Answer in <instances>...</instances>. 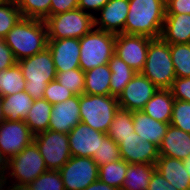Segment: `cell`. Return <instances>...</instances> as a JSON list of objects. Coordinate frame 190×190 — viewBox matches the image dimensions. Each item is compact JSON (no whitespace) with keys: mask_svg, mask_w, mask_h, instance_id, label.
<instances>
[{"mask_svg":"<svg viewBox=\"0 0 190 190\" xmlns=\"http://www.w3.org/2000/svg\"><path fill=\"white\" fill-rule=\"evenodd\" d=\"M166 16V0H129L124 34L160 38Z\"/></svg>","mask_w":190,"mask_h":190,"instance_id":"obj_1","label":"cell"},{"mask_svg":"<svg viewBox=\"0 0 190 190\" xmlns=\"http://www.w3.org/2000/svg\"><path fill=\"white\" fill-rule=\"evenodd\" d=\"M170 124L190 133V102L174 100Z\"/></svg>","mask_w":190,"mask_h":190,"instance_id":"obj_38","label":"cell"},{"mask_svg":"<svg viewBox=\"0 0 190 190\" xmlns=\"http://www.w3.org/2000/svg\"><path fill=\"white\" fill-rule=\"evenodd\" d=\"M171 92L176 100L190 102V77H176Z\"/></svg>","mask_w":190,"mask_h":190,"instance_id":"obj_40","label":"cell"},{"mask_svg":"<svg viewBox=\"0 0 190 190\" xmlns=\"http://www.w3.org/2000/svg\"><path fill=\"white\" fill-rule=\"evenodd\" d=\"M31 190H65L60 171L47 170L29 185Z\"/></svg>","mask_w":190,"mask_h":190,"instance_id":"obj_37","label":"cell"},{"mask_svg":"<svg viewBox=\"0 0 190 190\" xmlns=\"http://www.w3.org/2000/svg\"><path fill=\"white\" fill-rule=\"evenodd\" d=\"M72 96L74 94L55 79L47 84L43 99L47 100L51 105H55L66 101Z\"/></svg>","mask_w":190,"mask_h":190,"instance_id":"obj_39","label":"cell"},{"mask_svg":"<svg viewBox=\"0 0 190 190\" xmlns=\"http://www.w3.org/2000/svg\"><path fill=\"white\" fill-rule=\"evenodd\" d=\"M105 133L94 130L80 122L69 133L68 141L71 156L90 157L98 152Z\"/></svg>","mask_w":190,"mask_h":190,"instance_id":"obj_15","label":"cell"},{"mask_svg":"<svg viewBox=\"0 0 190 190\" xmlns=\"http://www.w3.org/2000/svg\"><path fill=\"white\" fill-rule=\"evenodd\" d=\"M166 14H190V0H166Z\"/></svg>","mask_w":190,"mask_h":190,"instance_id":"obj_43","label":"cell"},{"mask_svg":"<svg viewBox=\"0 0 190 190\" xmlns=\"http://www.w3.org/2000/svg\"><path fill=\"white\" fill-rule=\"evenodd\" d=\"M84 190H120V189L105 184L104 182L98 179L94 183H91L89 186H87Z\"/></svg>","mask_w":190,"mask_h":190,"instance_id":"obj_47","label":"cell"},{"mask_svg":"<svg viewBox=\"0 0 190 190\" xmlns=\"http://www.w3.org/2000/svg\"><path fill=\"white\" fill-rule=\"evenodd\" d=\"M17 63L26 80L25 92L33 100L43 99L47 84L56 79V68L50 50L46 48Z\"/></svg>","mask_w":190,"mask_h":190,"instance_id":"obj_3","label":"cell"},{"mask_svg":"<svg viewBox=\"0 0 190 190\" xmlns=\"http://www.w3.org/2000/svg\"><path fill=\"white\" fill-rule=\"evenodd\" d=\"M33 142L37 145L47 170L59 171L71 158L68 134L48 129L34 135Z\"/></svg>","mask_w":190,"mask_h":190,"instance_id":"obj_9","label":"cell"},{"mask_svg":"<svg viewBox=\"0 0 190 190\" xmlns=\"http://www.w3.org/2000/svg\"><path fill=\"white\" fill-rule=\"evenodd\" d=\"M34 100L25 91L3 97L4 120L20 121L28 115Z\"/></svg>","mask_w":190,"mask_h":190,"instance_id":"obj_24","label":"cell"},{"mask_svg":"<svg viewBox=\"0 0 190 190\" xmlns=\"http://www.w3.org/2000/svg\"><path fill=\"white\" fill-rule=\"evenodd\" d=\"M47 171L45 161L37 145L32 142L21 152L9 158L7 179L20 185H29ZM11 178V179H10ZM10 179V180H9Z\"/></svg>","mask_w":190,"mask_h":190,"instance_id":"obj_8","label":"cell"},{"mask_svg":"<svg viewBox=\"0 0 190 190\" xmlns=\"http://www.w3.org/2000/svg\"><path fill=\"white\" fill-rule=\"evenodd\" d=\"M161 38L168 44H190V14H166Z\"/></svg>","mask_w":190,"mask_h":190,"instance_id":"obj_20","label":"cell"},{"mask_svg":"<svg viewBox=\"0 0 190 190\" xmlns=\"http://www.w3.org/2000/svg\"><path fill=\"white\" fill-rule=\"evenodd\" d=\"M22 17L46 20L50 16L51 0H15Z\"/></svg>","mask_w":190,"mask_h":190,"instance_id":"obj_34","label":"cell"},{"mask_svg":"<svg viewBox=\"0 0 190 190\" xmlns=\"http://www.w3.org/2000/svg\"><path fill=\"white\" fill-rule=\"evenodd\" d=\"M115 41V34L93 28L79 39V67L86 72L108 64L115 53Z\"/></svg>","mask_w":190,"mask_h":190,"instance_id":"obj_5","label":"cell"},{"mask_svg":"<svg viewBox=\"0 0 190 190\" xmlns=\"http://www.w3.org/2000/svg\"><path fill=\"white\" fill-rule=\"evenodd\" d=\"M108 65L112 72L110 77V95L118 97L136 74V71L115 54L108 62Z\"/></svg>","mask_w":190,"mask_h":190,"instance_id":"obj_27","label":"cell"},{"mask_svg":"<svg viewBox=\"0 0 190 190\" xmlns=\"http://www.w3.org/2000/svg\"><path fill=\"white\" fill-rule=\"evenodd\" d=\"M51 112L52 105L47 100H34L28 115L24 119L34 135L48 130Z\"/></svg>","mask_w":190,"mask_h":190,"instance_id":"obj_28","label":"cell"},{"mask_svg":"<svg viewBox=\"0 0 190 190\" xmlns=\"http://www.w3.org/2000/svg\"><path fill=\"white\" fill-rule=\"evenodd\" d=\"M120 109L116 96L80 95V120L94 130L107 133L116 112Z\"/></svg>","mask_w":190,"mask_h":190,"instance_id":"obj_6","label":"cell"},{"mask_svg":"<svg viewBox=\"0 0 190 190\" xmlns=\"http://www.w3.org/2000/svg\"><path fill=\"white\" fill-rule=\"evenodd\" d=\"M9 159L0 151V184L7 179Z\"/></svg>","mask_w":190,"mask_h":190,"instance_id":"obj_46","label":"cell"},{"mask_svg":"<svg viewBox=\"0 0 190 190\" xmlns=\"http://www.w3.org/2000/svg\"><path fill=\"white\" fill-rule=\"evenodd\" d=\"M45 23L48 39H80L94 28V17L89 12L75 8L68 12L50 15Z\"/></svg>","mask_w":190,"mask_h":190,"instance_id":"obj_7","label":"cell"},{"mask_svg":"<svg viewBox=\"0 0 190 190\" xmlns=\"http://www.w3.org/2000/svg\"><path fill=\"white\" fill-rule=\"evenodd\" d=\"M4 39L18 62L48 47L47 25L44 20L22 17Z\"/></svg>","mask_w":190,"mask_h":190,"instance_id":"obj_2","label":"cell"},{"mask_svg":"<svg viewBox=\"0 0 190 190\" xmlns=\"http://www.w3.org/2000/svg\"><path fill=\"white\" fill-rule=\"evenodd\" d=\"M176 77H190V44H169Z\"/></svg>","mask_w":190,"mask_h":190,"instance_id":"obj_32","label":"cell"},{"mask_svg":"<svg viewBox=\"0 0 190 190\" xmlns=\"http://www.w3.org/2000/svg\"><path fill=\"white\" fill-rule=\"evenodd\" d=\"M129 11V0H110L94 16V28L112 34H124V26Z\"/></svg>","mask_w":190,"mask_h":190,"instance_id":"obj_16","label":"cell"},{"mask_svg":"<svg viewBox=\"0 0 190 190\" xmlns=\"http://www.w3.org/2000/svg\"><path fill=\"white\" fill-rule=\"evenodd\" d=\"M34 141V134L24 120L0 121V151L9 159Z\"/></svg>","mask_w":190,"mask_h":190,"instance_id":"obj_12","label":"cell"},{"mask_svg":"<svg viewBox=\"0 0 190 190\" xmlns=\"http://www.w3.org/2000/svg\"><path fill=\"white\" fill-rule=\"evenodd\" d=\"M121 158L129 164H156L159 158V148L150 141H143L135 132L128 137L119 138Z\"/></svg>","mask_w":190,"mask_h":190,"instance_id":"obj_14","label":"cell"},{"mask_svg":"<svg viewBox=\"0 0 190 190\" xmlns=\"http://www.w3.org/2000/svg\"><path fill=\"white\" fill-rule=\"evenodd\" d=\"M79 0H51L50 15L68 12L78 8Z\"/></svg>","mask_w":190,"mask_h":190,"instance_id":"obj_42","label":"cell"},{"mask_svg":"<svg viewBox=\"0 0 190 190\" xmlns=\"http://www.w3.org/2000/svg\"><path fill=\"white\" fill-rule=\"evenodd\" d=\"M183 164H184V167H185L186 171L190 175V156L187 159L183 160Z\"/></svg>","mask_w":190,"mask_h":190,"instance_id":"obj_49","label":"cell"},{"mask_svg":"<svg viewBox=\"0 0 190 190\" xmlns=\"http://www.w3.org/2000/svg\"><path fill=\"white\" fill-rule=\"evenodd\" d=\"M174 100L171 89H158L141 111L157 121L170 123Z\"/></svg>","mask_w":190,"mask_h":190,"instance_id":"obj_23","label":"cell"},{"mask_svg":"<svg viewBox=\"0 0 190 190\" xmlns=\"http://www.w3.org/2000/svg\"><path fill=\"white\" fill-rule=\"evenodd\" d=\"M59 171L65 190H84L98 180L99 167L90 157L71 156Z\"/></svg>","mask_w":190,"mask_h":190,"instance_id":"obj_10","label":"cell"},{"mask_svg":"<svg viewBox=\"0 0 190 190\" xmlns=\"http://www.w3.org/2000/svg\"><path fill=\"white\" fill-rule=\"evenodd\" d=\"M26 80L18 63L0 71V94L2 97L25 91Z\"/></svg>","mask_w":190,"mask_h":190,"instance_id":"obj_29","label":"cell"},{"mask_svg":"<svg viewBox=\"0 0 190 190\" xmlns=\"http://www.w3.org/2000/svg\"><path fill=\"white\" fill-rule=\"evenodd\" d=\"M0 190H31L28 185H20L13 182H8L5 180L3 183L0 184Z\"/></svg>","mask_w":190,"mask_h":190,"instance_id":"obj_48","label":"cell"},{"mask_svg":"<svg viewBox=\"0 0 190 190\" xmlns=\"http://www.w3.org/2000/svg\"><path fill=\"white\" fill-rule=\"evenodd\" d=\"M141 73L158 89H171L176 79L175 69L170 45L161 37L150 40L146 63Z\"/></svg>","mask_w":190,"mask_h":190,"instance_id":"obj_4","label":"cell"},{"mask_svg":"<svg viewBox=\"0 0 190 190\" xmlns=\"http://www.w3.org/2000/svg\"><path fill=\"white\" fill-rule=\"evenodd\" d=\"M92 159L98 167L121 160L119 145L111 137L105 134L102 137L98 152L93 155Z\"/></svg>","mask_w":190,"mask_h":190,"instance_id":"obj_36","label":"cell"},{"mask_svg":"<svg viewBox=\"0 0 190 190\" xmlns=\"http://www.w3.org/2000/svg\"><path fill=\"white\" fill-rule=\"evenodd\" d=\"M129 163L121 159L99 167L98 179L105 184L122 189Z\"/></svg>","mask_w":190,"mask_h":190,"instance_id":"obj_30","label":"cell"},{"mask_svg":"<svg viewBox=\"0 0 190 190\" xmlns=\"http://www.w3.org/2000/svg\"><path fill=\"white\" fill-rule=\"evenodd\" d=\"M133 131V112L119 109L106 134L119 144V138L128 137Z\"/></svg>","mask_w":190,"mask_h":190,"instance_id":"obj_31","label":"cell"},{"mask_svg":"<svg viewBox=\"0 0 190 190\" xmlns=\"http://www.w3.org/2000/svg\"><path fill=\"white\" fill-rule=\"evenodd\" d=\"M17 63L11 48L0 38V71L6 70Z\"/></svg>","mask_w":190,"mask_h":190,"instance_id":"obj_41","label":"cell"},{"mask_svg":"<svg viewBox=\"0 0 190 190\" xmlns=\"http://www.w3.org/2000/svg\"><path fill=\"white\" fill-rule=\"evenodd\" d=\"M155 165L156 170L177 190H190V175L183 160L159 156Z\"/></svg>","mask_w":190,"mask_h":190,"instance_id":"obj_22","label":"cell"},{"mask_svg":"<svg viewBox=\"0 0 190 190\" xmlns=\"http://www.w3.org/2000/svg\"><path fill=\"white\" fill-rule=\"evenodd\" d=\"M157 90L147 77L141 72H136L117 97L119 107L130 112L141 111Z\"/></svg>","mask_w":190,"mask_h":190,"instance_id":"obj_13","label":"cell"},{"mask_svg":"<svg viewBox=\"0 0 190 190\" xmlns=\"http://www.w3.org/2000/svg\"><path fill=\"white\" fill-rule=\"evenodd\" d=\"M21 18L15 0H0V38H4Z\"/></svg>","mask_w":190,"mask_h":190,"instance_id":"obj_33","label":"cell"},{"mask_svg":"<svg viewBox=\"0 0 190 190\" xmlns=\"http://www.w3.org/2000/svg\"><path fill=\"white\" fill-rule=\"evenodd\" d=\"M155 170V164H129L121 190H147Z\"/></svg>","mask_w":190,"mask_h":190,"instance_id":"obj_26","label":"cell"},{"mask_svg":"<svg viewBox=\"0 0 190 190\" xmlns=\"http://www.w3.org/2000/svg\"><path fill=\"white\" fill-rule=\"evenodd\" d=\"M134 131L142 140L160 146L170 123L157 121L142 111H133Z\"/></svg>","mask_w":190,"mask_h":190,"instance_id":"obj_21","label":"cell"},{"mask_svg":"<svg viewBox=\"0 0 190 190\" xmlns=\"http://www.w3.org/2000/svg\"><path fill=\"white\" fill-rule=\"evenodd\" d=\"M111 71L108 64L95 67L84 72L85 86L84 94L88 95H110Z\"/></svg>","mask_w":190,"mask_h":190,"instance_id":"obj_25","label":"cell"},{"mask_svg":"<svg viewBox=\"0 0 190 190\" xmlns=\"http://www.w3.org/2000/svg\"><path fill=\"white\" fill-rule=\"evenodd\" d=\"M56 80L75 96L84 94L85 75L81 68L56 72Z\"/></svg>","mask_w":190,"mask_h":190,"instance_id":"obj_35","label":"cell"},{"mask_svg":"<svg viewBox=\"0 0 190 190\" xmlns=\"http://www.w3.org/2000/svg\"><path fill=\"white\" fill-rule=\"evenodd\" d=\"M110 0H79L78 8L94 17ZM87 10V11H86ZM95 13V14H94Z\"/></svg>","mask_w":190,"mask_h":190,"instance_id":"obj_45","label":"cell"},{"mask_svg":"<svg viewBox=\"0 0 190 190\" xmlns=\"http://www.w3.org/2000/svg\"><path fill=\"white\" fill-rule=\"evenodd\" d=\"M56 72H64L79 67L80 43L77 38L48 39V47Z\"/></svg>","mask_w":190,"mask_h":190,"instance_id":"obj_17","label":"cell"},{"mask_svg":"<svg viewBox=\"0 0 190 190\" xmlns=\"http://www.w3.org/2000/svg\"><path fill=\"white\" fill-rule=\"evenodd\" d=\"M2 110H3V97L0 94V121L4 119Z\"/></svg>","mask_w":190,"mask_h":190,"instance_id":"obj_50","label":"cell"},{"mask_svg":"<svg viewBox=\"0 0 190 190\" xmlns=\"http://www.w3.org/2000/svg\"><path fill=\"white\" fill-rule=\"evenodd\" d=\"M151 39L144 35L117 34L114 54L133 70L141 72L146 63Z\"/></svg>","mask_w":190,"mask_h":190,"instance_id":"obj_11","label":"cell"},{"mask_svg":"<svg viewBox=\"0 0 190 190\" xmlns=\"http://www.w3.org/2000/svg\"><path fill=\"white\" fill-rule=\"evenodd\" d=\"M158 148L159 156L187 159L190 156V133L170 124Z\"/></svg>","mask_w":190,"mask_h":190,"instance_id":"obj_19","label":"cell"},{"mask_svg":"<svg viewBox=\"0 0 190 190\" xmlns=\"http://www.w3.org/2000/svg\"><path fill=\"white\" fill-rule=\"evenodd\" d=\"M147 190H177L172 183H169L161 173L155 170L152 175Z\"/></svg>","mask_w":190,"mask_h":190,"instance_id":"obj_44","label":"cell"},{"mask_svg":"<svg viewBox=\"0 0 190 190\" xmlns=\"http://www.w3.org/2000/svg\"><path fill=\"white\" fill-rule=\"evenodd\" d=\"M80 96H72L66 101L52 105L48 129L68 134L80 120Z\"/></svg>","mask_w":190,"mask_h":190,"instance_id":"obj_18","label":"cell"}]
</instances>
